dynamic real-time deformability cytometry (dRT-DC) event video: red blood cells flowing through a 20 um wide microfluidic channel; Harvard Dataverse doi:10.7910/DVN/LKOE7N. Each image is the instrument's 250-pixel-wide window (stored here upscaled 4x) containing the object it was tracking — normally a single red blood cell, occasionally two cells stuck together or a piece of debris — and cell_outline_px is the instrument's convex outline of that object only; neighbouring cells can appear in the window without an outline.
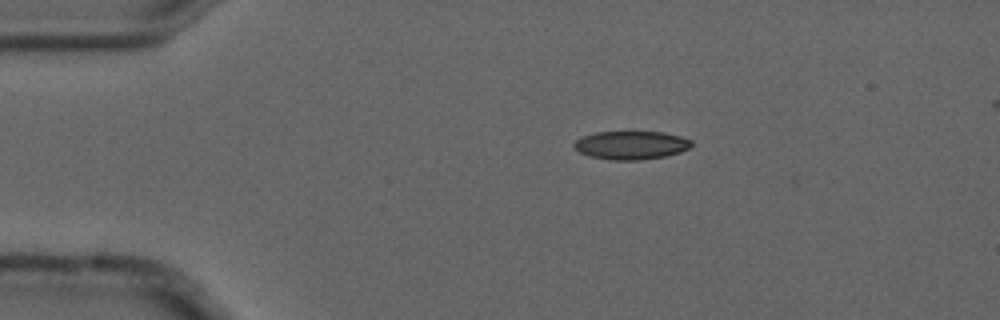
{"species": "common noctule bat (a hibernating species)", "species_latin": "Nyctalus noctula", "temperature_condition": "cold", "stored_images_in_passage": 7, "camera_frame_rate_fps": 3000, "um_per_image_px": 0.085, "animal": {"sex": "male", "forearm_length_mm": 52.5}, "frame": {"image": 1, "passage_image": 1, "time_ms": 0.0, "image_size_px": [1000, 320], "cell_outline_px": [[692, 144], [688, 148], [680, 152], [664, 156], [640, 160], [612, 160], [588, 156], [572, 148], [572, 144], [580, 136], [596, 132], [664, 132], [680, 136], [692, 140]], "centroid_in_image_um": [53.59, 12.33], "position_along_channel_um": 31.4, "area_um2": 19.54}}
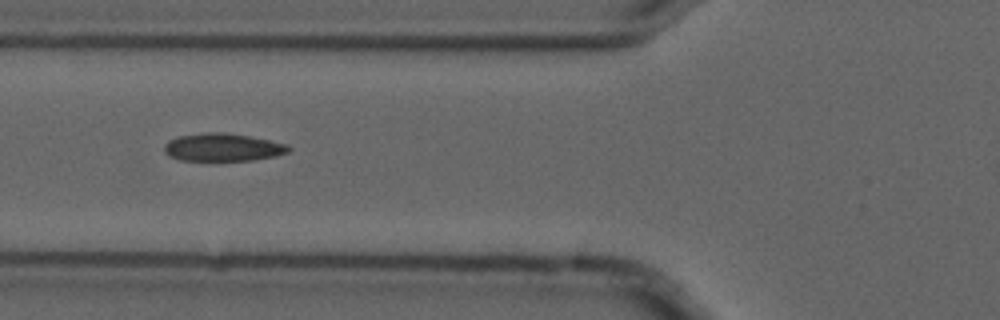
{"frame": {"image": 2, "passage_image": 4, "time_ms": 1.0, "image_size_px": [1000, 320], "cell_outline_px": [[292, 148], [288, 152], [276, 156], [252, 160], [180, 160], [168, 156], [164, 152], [164, 144], [168, 140], [180, 136], [204, 132], [224, 132], [248, 136], [288, 144]], "centroid_in_image_um": [18.92, 12.52], "position_along_channel_um": 106.9, "area_um2": 20.17}}
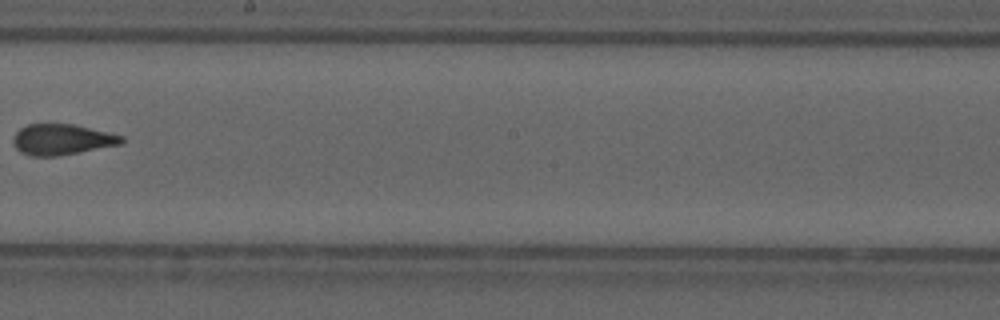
{"frame": {"image": 3, "passage_image": 7, "time_ms": 2.0, "image_size_px": [1000, 320], "cell_outline_px": [[124, 140], [120, 144], [56, 156], [32, 156], [20, 152], [16, 148], [12, 140], [16, 132], [20, 128], [28, 124], [72, 124], [108, 132], [124, 136]], "centroid_in_image_um": [5.23, 11.85], "position_along_channel_um": 243.0, "area_um2": 19.19}}